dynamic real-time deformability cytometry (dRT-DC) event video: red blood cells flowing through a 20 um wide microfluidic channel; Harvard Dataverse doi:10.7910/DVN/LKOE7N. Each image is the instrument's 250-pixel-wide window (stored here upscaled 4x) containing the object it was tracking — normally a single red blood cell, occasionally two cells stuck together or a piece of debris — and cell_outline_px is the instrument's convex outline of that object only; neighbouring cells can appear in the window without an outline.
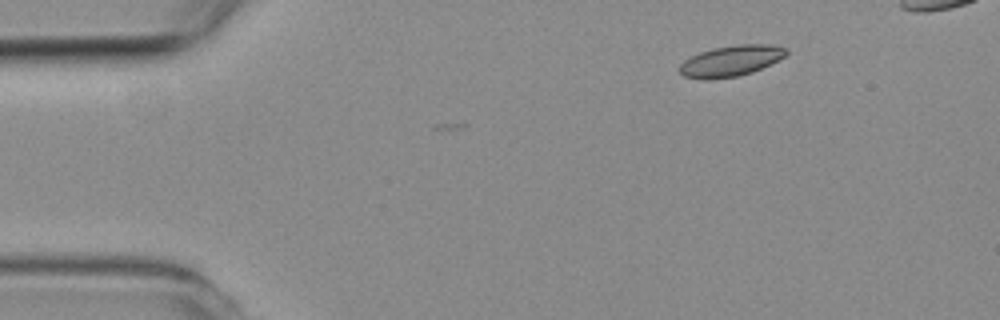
{"species": "common noctule bat (a hibernating species)", "species_latin": "Nyctalus noctula", "temperature_condition": "room temperature", "stored_images_in_passage": 4, "camera_frame_rate_fps": 3000, "um_per_image_px": 0.085, "animal": {"sex": "female", "body_mass_g": 19.3, "forearm_length_mm": 54.1}, "frame": {"image": 1, "passage_image": 1, "time_ms": 0.0, "image_size_px": [1000, 320], "cell_outline_px": [[788, 52], [784, 56], [752, 72], [736, 76], [684, 76], [680, 72], [680, 64], [684, 60], [700, 52], [712, 48], [740, 44], [768, 44], [788, 48]], "centroid_in_image_um": [62.18, 5.11], "position_along_channel_um": 22.8, "area_um2": 18.15}}
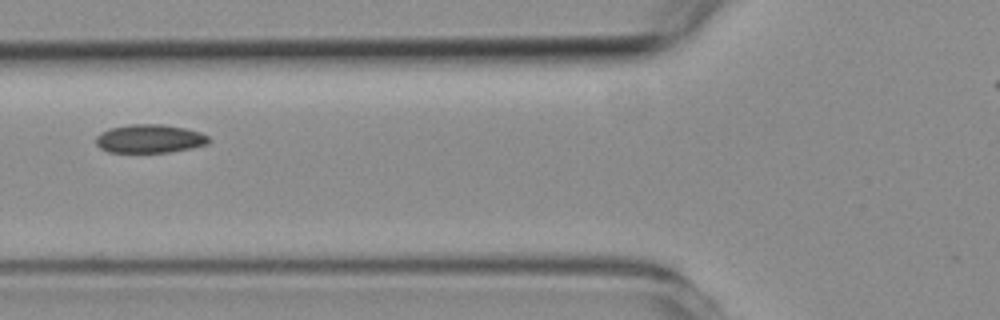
{"frame": {"image": 2, "passage_image": 4, "time_ms": 4.333, "image_size_px": [1000, 320], "cell_outline_px": [[212, 140], [208, 144], [192, 148], [168, 152], [108, 152], [100, 148], [96, 144], [96, 136], [100, 132], [108, 128], [128, 124], [164, 124], [184, 128], [200, 132], [208, 136]], "centroid_in_image_um": [12.71, 11.78], "position_along_channel_um": 113.1, "area_um2": 18.96}}